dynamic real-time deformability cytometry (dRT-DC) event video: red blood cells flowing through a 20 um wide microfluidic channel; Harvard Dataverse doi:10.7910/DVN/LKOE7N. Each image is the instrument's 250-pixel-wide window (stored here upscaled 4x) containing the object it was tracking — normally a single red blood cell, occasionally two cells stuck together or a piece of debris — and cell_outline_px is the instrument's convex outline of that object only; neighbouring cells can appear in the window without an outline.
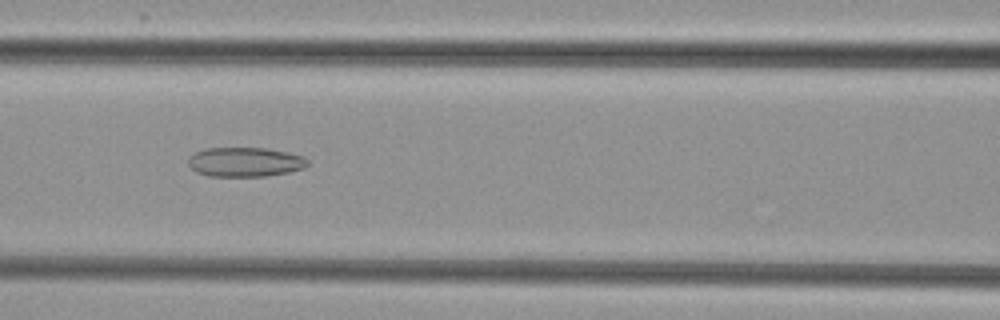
{"species": "common noctule bat (a hibernating species)", "species_latin": "Nyctalus noctula", "temperature_condition": "cold", "stored_images_in_passage": 8, "camera_frame_rate_fps": 3000, "um_per_image_px": 0.085, "animal": {"sex": "female", "body_mass_g": 29.2, "forearm_length_mm": 56.3}, "frame": {"image": 1, "passage_image": 6, "time_ms": 6.667, "image_size_px": [1000, 320], "cell_outline_px": [[308, 164], [304, 168], [288, 172], [264, 176], [208, 176], [196, 172], [188, 164], [188, 160], [196, 152], [208, 148], [268, 148], [288, 152], [304, 156], [308, 160]], "centroid_in_image_um": [20.86, 13.77], "position_along_channel_um": 145.7, "area_um2": 20.4}}
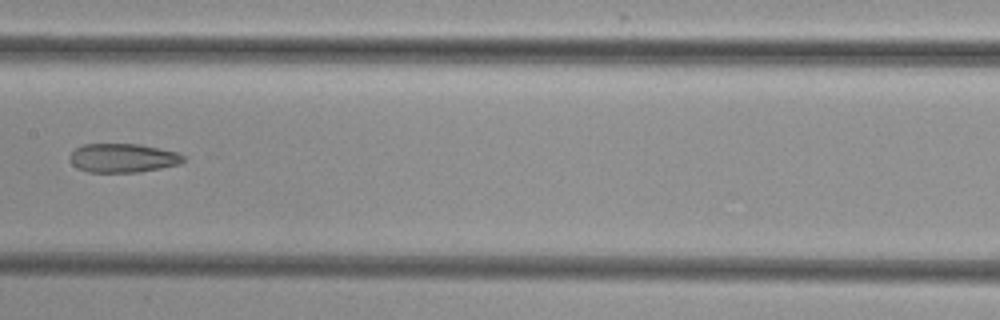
{"frame": {"image": 2, "passage_image": 7, "time_ms": 8.0, "image_size_px": [1000, 320], "cell_outline_px": [[184, 160], [180, 164], [140, 172], [88, 172], [76, 168], [72, 164], [68, 156], [76, 148], [84, 144], [140, 144], [176, 152], [184, 156]], "centroid_in_image_um": [10.41, 13.43], "position_along_channel_um": 197.0, "area_um2": 19.13}}
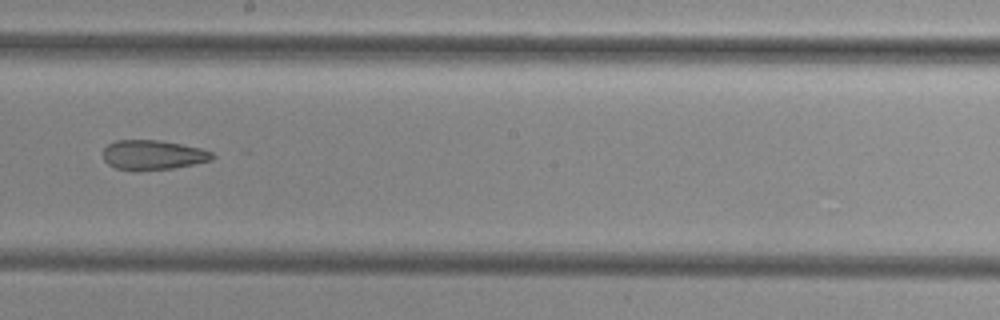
{"frame": {"image": 3, "passage_image": 8, "time_ms": 9.0, "image_size_px": [1000, 320], "cell_outline_px": [[216, 156], [212, 160], [172, 168], [140, 172], [132, 172], [116, 168], [108, 164], [104, 160], [104, 148], [108, 144], [116, 140], [160, 140], [200, 148], [212, 152]], "centroid_in_image_um": [12.98, 13.19], "position_along_channel_um": 235.2, "area_um2": 19.13}}